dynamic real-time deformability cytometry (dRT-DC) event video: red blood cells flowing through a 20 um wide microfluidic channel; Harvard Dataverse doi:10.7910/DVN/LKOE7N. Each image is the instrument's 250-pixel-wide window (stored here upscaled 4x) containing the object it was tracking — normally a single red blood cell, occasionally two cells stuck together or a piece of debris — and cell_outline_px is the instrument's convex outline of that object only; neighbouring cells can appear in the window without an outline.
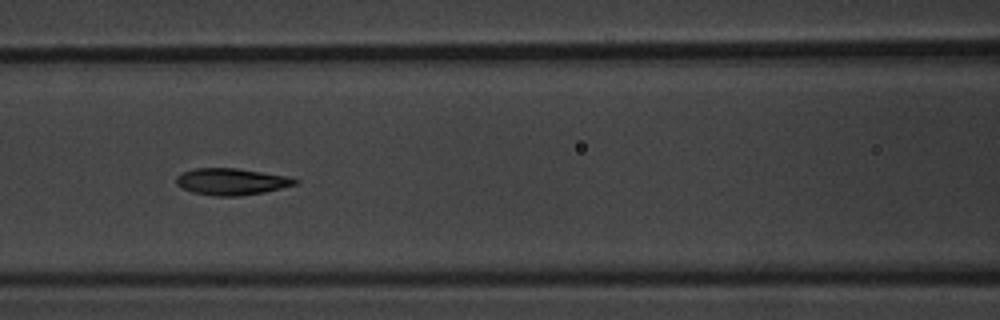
{"species": "common noctule bat (a hibernating species)", "species_latin": "Nyctalus noctula", "temperature_condition": "warm", "stored_images_in_passage": 10, "camera_frame_rate_fps": 3000, "um_per_image_px": 0.085, "animal": {"sex": "male", "body_mass_g": 20.1, "forearm_length_mm": 53.5}, "frame": {"image": 1, "passage_image": 7, "time_ms": 7.667, "image_size_px": [1000, 320], "cell_outline_px": [[300, 180], [296, 184], [264, 192], [240, 196], [216, 196], [192, 192], [176, 184], [176, 176], [184, 172], [196, 168], [236, 168], [292, 176]], "centroid_in_image_um": [19.72, 15.43], "position_along_channel_um": 146.9, "area_um2": 18.5}}
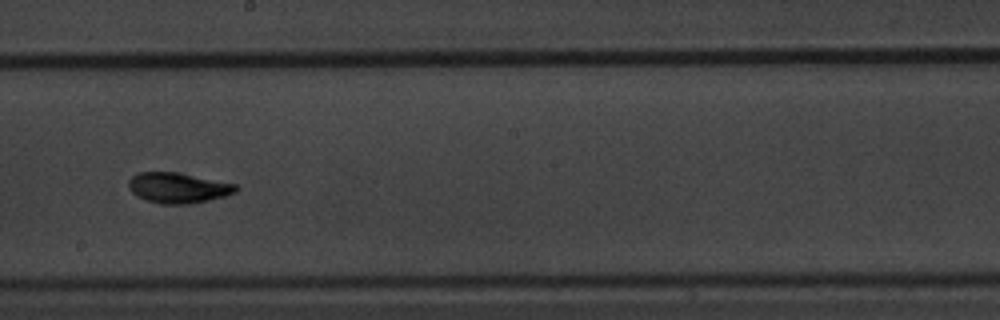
{"frame": {"image": 2, "passage_image": 9, "time_ms": 10.0, "image_size_px": [1000, 320], "cell_outline_px": [[240, 188], [236, 192], [224, 196], [208, 200], [188, 204], [160, 204], [136, 196], [128, 188], [128, 180], [136, 172], [176, 172], [236, 184]], "centroid_in_image_um": [15.11, 15.96], "position_along_channel_um": 233.1, "area_um2": 19.02}}
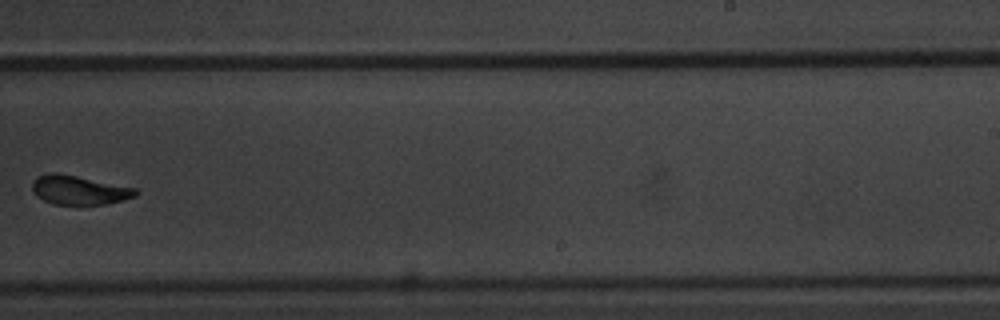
{"frame": {"image": 3, "passage_image": 10, "time_ms": 11.333, "image_size_px": [1000, 320], "cell_outline_px": [[140, 192], [136, 196], [124, 200], [104, 204], [52, 204], [36, 196], [32, 188], [32, 180], [36, 176], [52, 172], [56, 172], [136, 188]], "centroid_in_image_um": [6.71, 16.15], "position_along_channel_um": 282.3, "area_um2": 17.51}}